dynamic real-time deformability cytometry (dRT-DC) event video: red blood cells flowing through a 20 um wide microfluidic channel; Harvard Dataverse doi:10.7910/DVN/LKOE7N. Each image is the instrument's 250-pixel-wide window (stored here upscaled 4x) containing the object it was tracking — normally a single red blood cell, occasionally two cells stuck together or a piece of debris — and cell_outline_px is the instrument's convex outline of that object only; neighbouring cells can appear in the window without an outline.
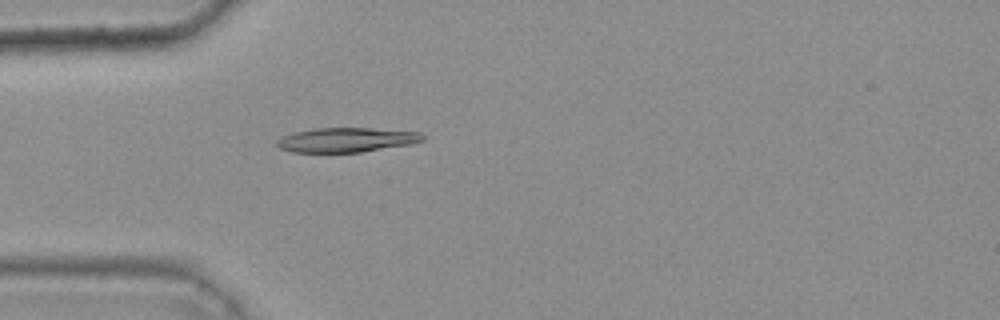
{"species": "common noctule bat (a hibernating species)", "species_latin": "Nyctalus noctula", "temperature_condition": "warm", "stored_images_in_passage": 47, "camera_frame_rate_fps": 3000, "um_per_image_px": 0.085, "animal": {"sex": "female", "body_mass_g": 25.1}, "frame": {"image": 1, "passage_image": 15, "time_ms": 4.667, "image_size_px": [1000, 320], "cell_outline_px": [[424, 140], [408, 144], [360, 152], [292, 152], [280, 148], [276, 144], [276, 140], [284, 136], [296, 132], [312, 128], [368, 128], [420, 132], [424, 136]], "centroid_in_image_um": [29.42, 11.88], "position_along_channel_um": 55.6, "area_um2": 20.52}}
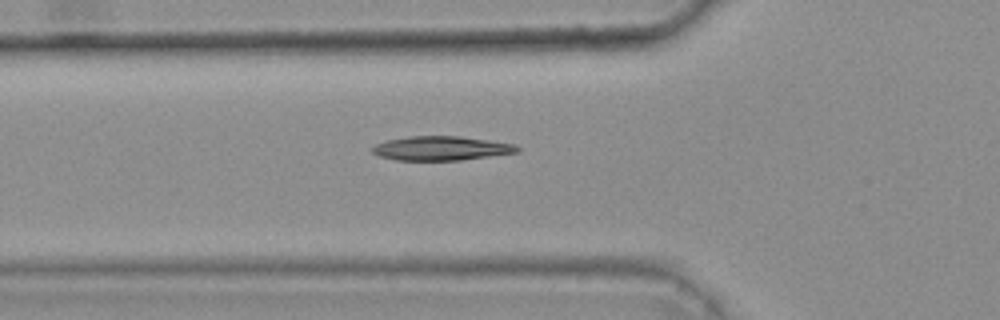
{"frame": {"image": 2, "passage_image": 18, "time_ms": 5.667, "image_size_px": [1000, 320], "cell_outline_px": [[520, 152], [460, 160], [396, 160], [380, 156], [372, 152], [372, 148], [376, 144], [388, 140], [408, 136], [460, 136], [516, 144], [520, 148]], "centroid_in_image_um": [37.53, 12.6], "position_along_channel_um": 88.3, "area_um2": 20.35}}
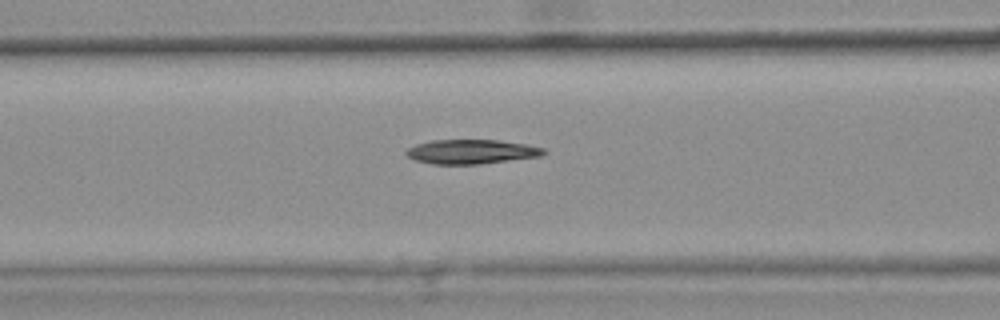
{"frame": {"image": 3, "passage_image": 21, "time_ms": 6.667, "image_size_px": [1000, 320], "cell_outline_px": [[548, 152], [540, 156], [480, 164], [432, 164], [416, 160], [408, 156], [404, 152], [408, 148], [416, 144], [432, 140], [500, 140], [528, 144], [544, 148]], "centroid_in_image_um": [40.09, 12.89], "position_along_channel_um": 126.5, "area_um2": 19.54}, "authors_computed_cell_mechanics": {"area_um2": 20.0566, "velocity_mm_per_s": 3.7764, "shape_relaxation_time_tau1_ms": 8.4113, "shape_relaxation_time_tau2_ms": null, "deformation_change_tau1": 0.1724, "deformation_change_tau2": null}}